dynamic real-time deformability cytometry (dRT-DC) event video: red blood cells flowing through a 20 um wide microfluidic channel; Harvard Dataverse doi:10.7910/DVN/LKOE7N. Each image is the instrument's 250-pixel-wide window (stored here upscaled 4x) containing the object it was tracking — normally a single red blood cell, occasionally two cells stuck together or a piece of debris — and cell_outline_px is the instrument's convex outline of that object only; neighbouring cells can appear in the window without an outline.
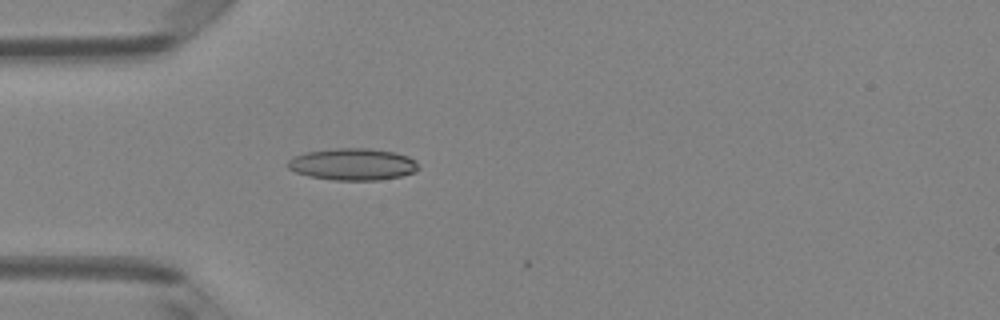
{"species": "Egyptian fruit bat (a non-hibernating species)", "species_latin": "Rousettus aegyptiacus", "temperature_condition": "room temperature", "stored_images_in_passage": 4, "camera_frame_rate_fps": 3000, "um_per_image_px": 0.085, "animal": {"sex": "female"}, "frame": {"image": 1, "passage_image": 4, "time_ms": 1.0, "image_size_px": [1000, 320], "cell_outline_px": [[420, 168], [416, 172], [400, 176], [376, 180], [336, 180], [308, 176], [296, 172], [288, 168], [288, 160], [292, 156], [304, 152], [332, 148], [368, 148], [396, 152], [408, 156], [416, 160]], "centroid_in_image_um": [29.99, 13.95], "position_along_channel_um": 55.0, "area_um2": 24.51}}